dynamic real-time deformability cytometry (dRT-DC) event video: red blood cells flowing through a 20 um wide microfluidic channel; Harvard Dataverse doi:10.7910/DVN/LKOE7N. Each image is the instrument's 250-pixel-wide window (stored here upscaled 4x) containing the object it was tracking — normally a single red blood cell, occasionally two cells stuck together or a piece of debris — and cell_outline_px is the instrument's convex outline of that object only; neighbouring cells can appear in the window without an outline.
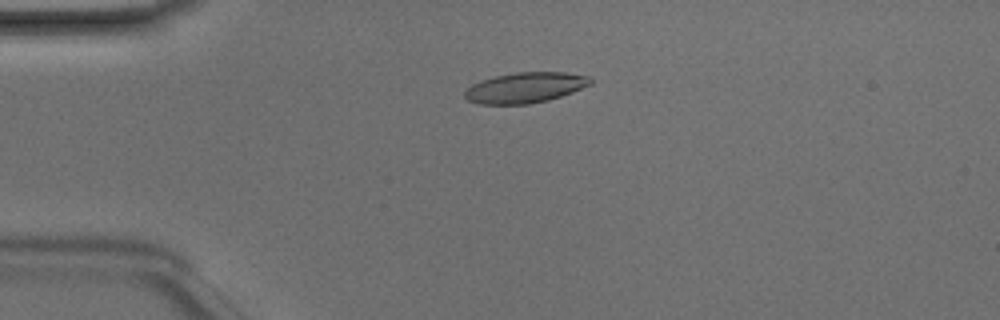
{"species": "Egyptian fruit bat (a non-hibernating species)", "species_latin": "Rousettus aegyptiacus", "temperature_condition": "room temperature", "stored_images_in_passage": 25, "camera_frame_rate_fps": 3000, "um_per_image_px": 0.085, "animal": {"sex": "male"}, "frame": {"image": 1, "passage_image": 12, "time_ms": 3.667, "image_size_px": [1000, 320], "cell_outline_px": [[592, 84], [572, 92], [548, 100], [528, 104], [480, 104], [468, 100], [464, 96], [464, 92], [472, 84], [496, 76], [516, 72], [564, 72], [588, 76], [592, 80]], "centroid_in_image_um": [44.65, 7.45], "position_along_channel_um": 40.3, "area_um2": 22.14}}
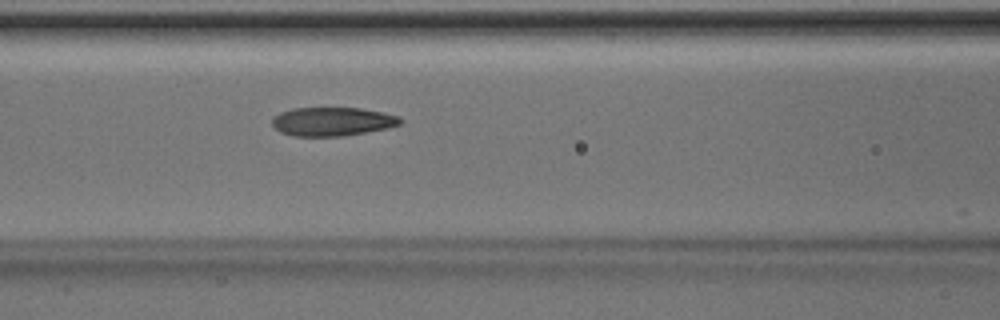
{"frame": {"image": 2, "passage_image": 21, "time_ms": 6.667, "image_size_px": [1000, 320], "cell_outline_px": [[404, 120], [400, 124], [388, 128], [344, 136], [292, 136], [280, 132], [272, 124], [272, 120], [280, 112], [292, 108], [360, 108], [384, 112], [400, 116]], "centroid_in_image_um": [28.29, 10.33], "position_along_channel_um": 138.3, "area_um2": 21.56}}
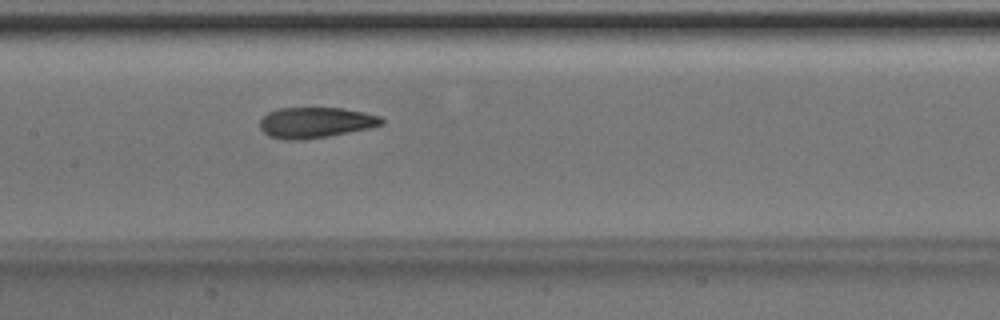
{"frame": {"image": 3, "passage_image": 24, "time_ms": 7.667, "image_size_px": [1000, 320], "cell_outline_px": [[384, 124], [368, 128], [328, 136], [304, 140], [284, 140], [268, 136], [260, 128], [260, 120], [268, 112], [280, 108], [344, 108], [364, 112], [380, 116], [384, 120]], "centroid_in_image_um": [26.81, 10.42], "position_along_channel_um": 180.6, "area_um2": 21.79}}